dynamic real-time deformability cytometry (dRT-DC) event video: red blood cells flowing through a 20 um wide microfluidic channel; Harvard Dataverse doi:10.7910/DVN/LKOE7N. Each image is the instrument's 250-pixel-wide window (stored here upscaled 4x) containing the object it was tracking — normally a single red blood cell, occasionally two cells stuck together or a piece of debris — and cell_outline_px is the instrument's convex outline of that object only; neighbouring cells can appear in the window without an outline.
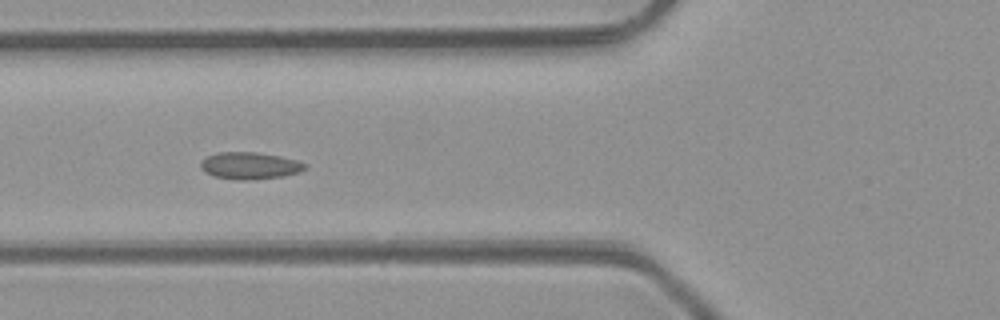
{"species": "common noctule bat (a hibernating species)", "species_latin": "Nyctalus noctula", "temperature_condition": "room temperature", "stored_images_in_passage": 5, "camera_frame_rate_fps": 3000, "um_per_image_px": 0.085, "animal": {"sex": "male", "body_mass_g": 23.1, "forearm_length_mm": 52.7}, "frame": {"image": 1, "passage_image": 5, "time_ms": 4.333, "image_size_px": [1000, 320], "cell_outline_px": [[308, 164], [300, 172], [284, 176], [252, 180], [236, 180], [212, 176], [204, 172], [200, 168], [200, 164], [208, 156], [220, 152], [256, 152], [280, 156], [296, 160]], "centroid_in_image_um": [21.23, 14.09], "position_along_channel_um": 104.6, "area_um2": 16.47}}